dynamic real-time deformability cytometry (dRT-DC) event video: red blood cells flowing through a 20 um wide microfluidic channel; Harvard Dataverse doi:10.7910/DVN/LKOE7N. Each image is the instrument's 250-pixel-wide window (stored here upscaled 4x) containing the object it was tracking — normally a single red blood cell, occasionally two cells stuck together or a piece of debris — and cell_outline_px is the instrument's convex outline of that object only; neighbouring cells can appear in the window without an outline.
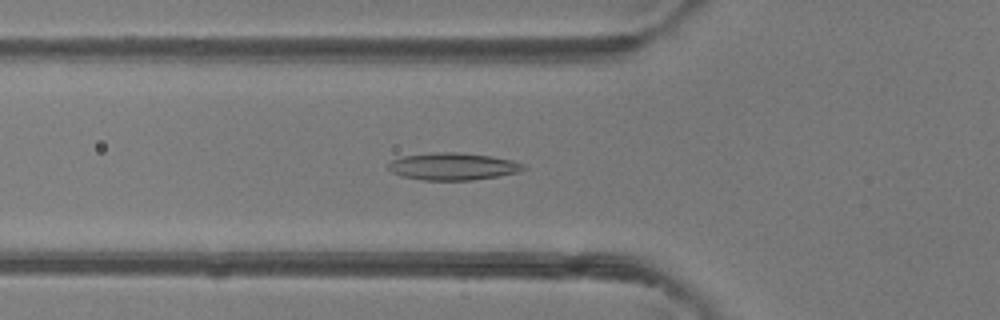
{"species": "common noctule bat (a hibernating species)", "species_latin": "Nyctalus noctula", "temperature_condition": "room temperature", "stored_images_in_passage": 49, "camera_frame_rate_fps": 3000, "um_per_image_px": 0.085, "animal": {"sex": "female"}, "frame": {"image": 1, "passage_image": 17, "time_ms": 5.333, "image_size_px": [1000, 320], "cell_outline_px": [[528, 168], [516, 172], [500, 176], [472, 180], [424, 180], [400, 176], [392, 172], [388, 168], [388, 164], [392, 160], [404, 156], [432, 152], [456, 152], [492, 156], [512, 160], [524, 164]], "centroid_in_image_um": [38.51, 14.14], "position_along_channel_um": 87.3, "area_um2": 21.5}}
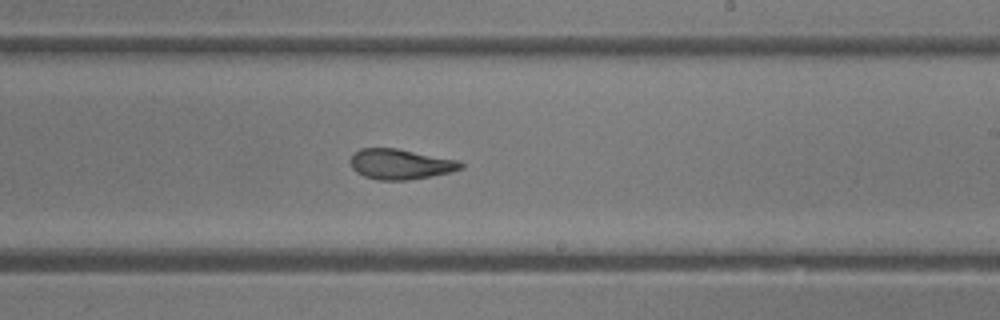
{"frame": {"image": 2, "passage_image": 29, "time_ms": 9.333, "image_size_px": [1000, 320], "cell_outline_px": [[464, 168], [448, 172], [408, 180], [376, 180], [364, 176], [356, 172], [352, 168], [352, 152], [360, 148], [396, 148], [456, 160], [464, 164]], "centroid_in_image_um": [33.99, 13.95], "position_along_channel_um": 255.0, "area_um2": 19.25}}
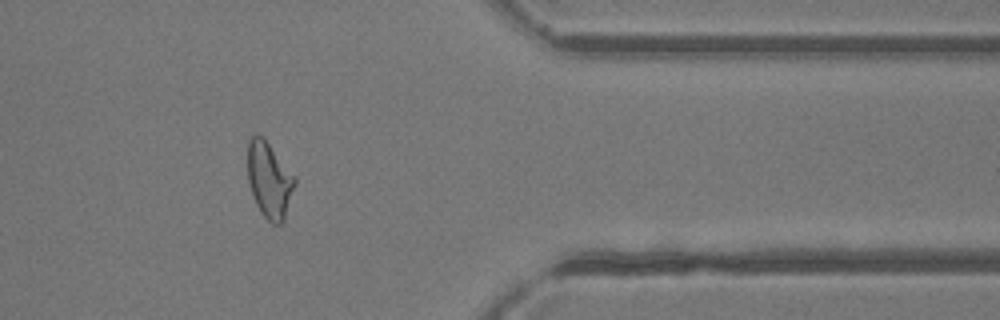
{"frame": {"image": 3, "passage_image": 40, "time_ms": 13.0, "image_size_px": [1000, 320], "cell_outline_px": [[296, 184], [284, 220], [280, 224], [272, 224], [260, 212], [256, 204], [248, 180], [248, 140], [256, 132], [264, 136], [296, 176]], "centroid_in_image_um": [22.91, 15.25], "position_along_channel_um": 388.5, "area_um2": 21.21}, "authors_computed_cell_mechanics": {"area_um2": 21.386, "velocity_mm_per_s": 4.1826, "shape_relaxation_time_tau1_ms": 6.5468, "shape_relaxation_time_tau2_ms": 1.9392, "deformation_change_tau1": 0.1886, "deformation_change_tau2": 0.1001}}